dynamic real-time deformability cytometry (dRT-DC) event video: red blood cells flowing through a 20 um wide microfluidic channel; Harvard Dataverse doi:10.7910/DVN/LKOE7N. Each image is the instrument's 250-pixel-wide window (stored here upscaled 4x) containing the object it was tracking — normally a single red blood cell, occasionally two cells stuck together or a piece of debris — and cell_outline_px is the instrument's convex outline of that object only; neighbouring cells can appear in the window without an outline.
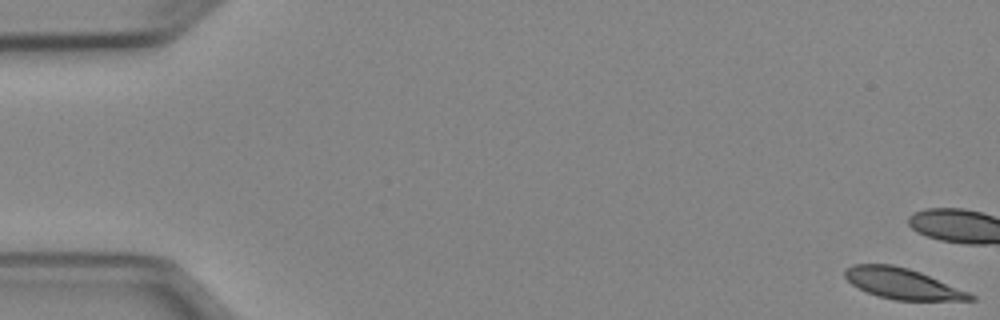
{"species": "Egyptian fruit bat (a non-hibernating species)", "species_latin": "Rousettus aegyptiacus", "temperature_condition": "cold", "stored_images_in_passage": 16, "camera_frame_rate_fps": 3000, "um_per_image_px": 0.085, "animal": {"sex": "female"}, "frame": {"image": 1, "passage_image": 1, "time_ms": 0.0, "image_size_px": [1000, 320], "cell_outline_px": [[976, 300], [896, 300], [876, 296], [852, 284], [844, 276], [844, 268], [852, 264], [892, 264], [908, 268], [920, 272], [968, 292], [976, 296]], "centroid_in_image_um": [76.67, 24.1], "position_along_channel_um": 8.3, "area_um2": 22.31}}